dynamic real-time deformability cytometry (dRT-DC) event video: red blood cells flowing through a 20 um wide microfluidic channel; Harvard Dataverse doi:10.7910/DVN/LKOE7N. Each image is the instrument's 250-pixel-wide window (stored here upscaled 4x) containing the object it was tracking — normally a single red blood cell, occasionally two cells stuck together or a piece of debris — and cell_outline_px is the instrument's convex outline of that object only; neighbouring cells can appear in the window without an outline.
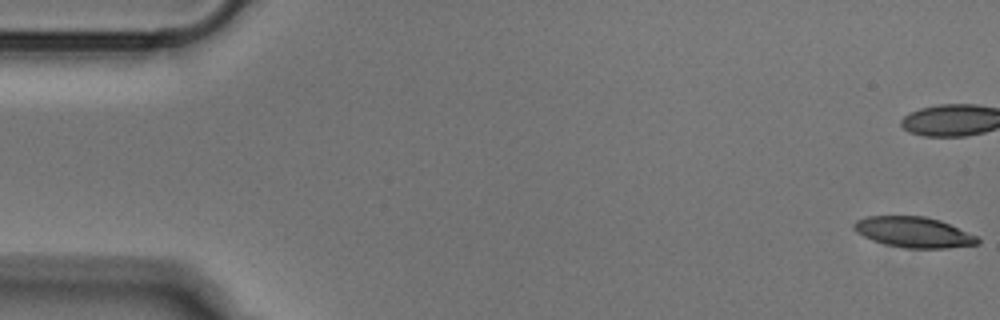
{"species": "Egyptian fruit bat (a non-hibernating species)", "species_latin": "Rousettus aegyptiacus", "temperature_condition": "cold", "stored_images_in_passage": 52, "camera_frame_rate_fps": 3000, "um_per_image_px": 0.085, "animal": {"sex": "male"}, "frame": {"image": 1, "passage_image": 1, "time_ms": 0.0, "image_size_px": [1000, 320], "cell_outline_px": [[980, 244], [948, 248], [904, 248], [884, 244], [872, 240], [856, 232], [852, 228], [852, 224], [856, 220], [868, 216], [924, 216], [940, 220], [980, 236]], "centroid_in_image_um": [77.7, 19.74], "position_along_channel_um": 7.3, "area_um2": 22.37}}